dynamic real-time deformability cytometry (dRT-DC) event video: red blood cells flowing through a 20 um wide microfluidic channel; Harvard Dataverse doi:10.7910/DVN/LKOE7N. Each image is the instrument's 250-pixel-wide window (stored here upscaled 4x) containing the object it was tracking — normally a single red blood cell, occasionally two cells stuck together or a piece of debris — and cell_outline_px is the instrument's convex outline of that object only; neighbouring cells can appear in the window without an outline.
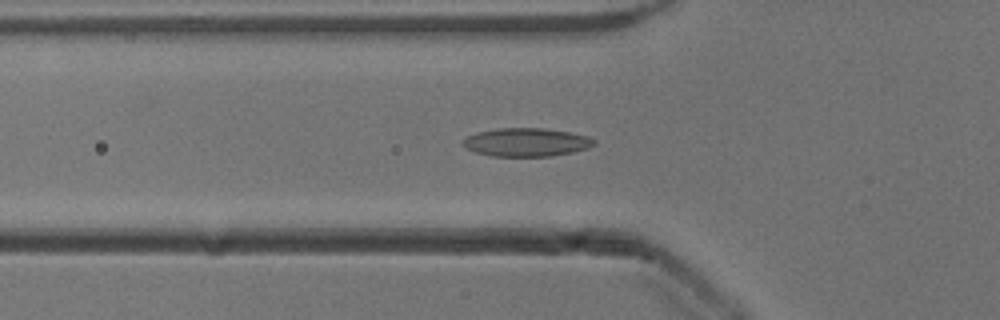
{"species": "common noctule bat (a hibernating species)", "species_latin": "Nyctalus noctula", "temperature_condition": "cold", "stored_images_in_passage": 53, "camera_frame_rate_fps": 3000, "um_per_image_px": 0.085, "animal": {"sex": "male", "body_mass_g": 13.3}, "frame": {"image": 1, "passage_image": 18, "time_ms": 5.667, "image_size_px": [1000, 320], "cell_outline_px": [[596, 144], [588, 148], [572, 152], [552, 156], [492, 156], [476, 152], [464, 148], [460, 144], [468, 136], [476, 132], [496, 128], [544, 128], [568, 132], [588, 136], [596, 140]], "centroid_in_image_um": [44.73, 12.09], "position_along_channel_um": 81.1, "area_um2": 21.79}}
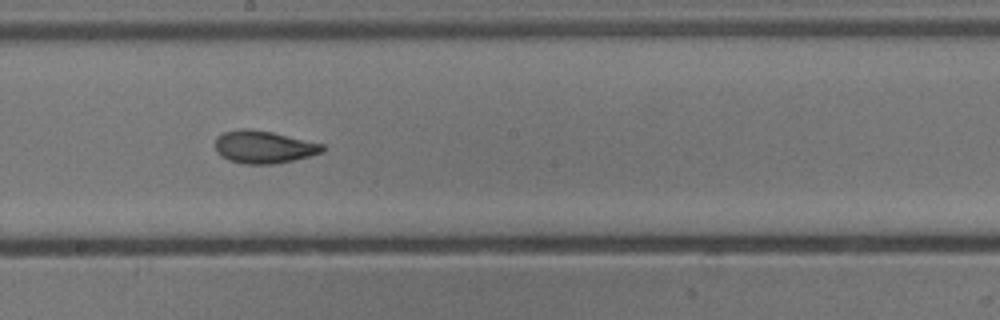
{"frame": {"image": 2, "passage_image": 29, "time_ms": 9.333, "image_size_px": [1000, 320], "cell_outline_px": [[324, 152], [292, 160], [272, 164], [244, 164], [228, 160], [220, 156], [216, 152], [216, 136], [224, 132], [240, 128], [248, 128], [272, 132], [324, 144]], "centroid_in_image_um": [22.38, 12.49], "position_along_channel_um": 225.8, "area_um2": 20.4}}
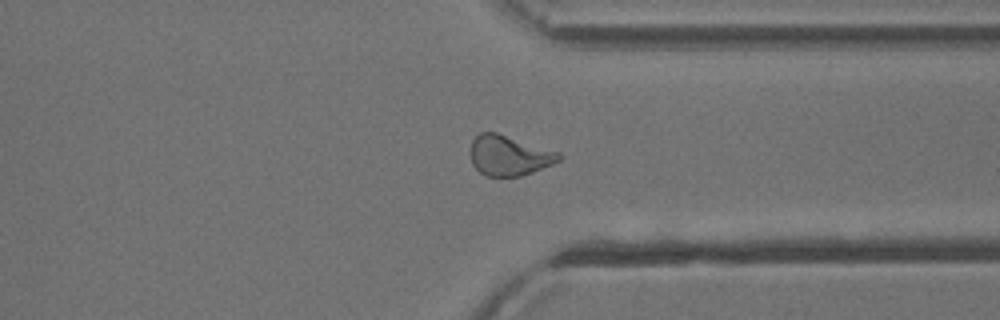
{"frame": {"image": 3, "passage_image": 40, "time_ms": 13.0, "image_size_px": [1000, 320], "cell_outline_px": [[560, 160], [552, 164], [532, 172], [520, 176], [484, 176], [472, 164], [468, 152], [472, 140], [480, 132], [496, 132], [556, 152], [560, 156]], "centroid_in_image_um": [43.17, 13.22], "position_along_channel_um": 368.2, "area_um2": 20.46}, "authors_computed_cell_mechanics": {"area_um2": 20.6346, "velocity_mm_per_s": 3.917, "shape_relaxation_time_tau1_ms": 4.6437, "shape_relaxation_time_tau2_ms": 2.7762, "deformation_change_tau1": 0.1418, "deformation_change_tau2": 0.0834}}